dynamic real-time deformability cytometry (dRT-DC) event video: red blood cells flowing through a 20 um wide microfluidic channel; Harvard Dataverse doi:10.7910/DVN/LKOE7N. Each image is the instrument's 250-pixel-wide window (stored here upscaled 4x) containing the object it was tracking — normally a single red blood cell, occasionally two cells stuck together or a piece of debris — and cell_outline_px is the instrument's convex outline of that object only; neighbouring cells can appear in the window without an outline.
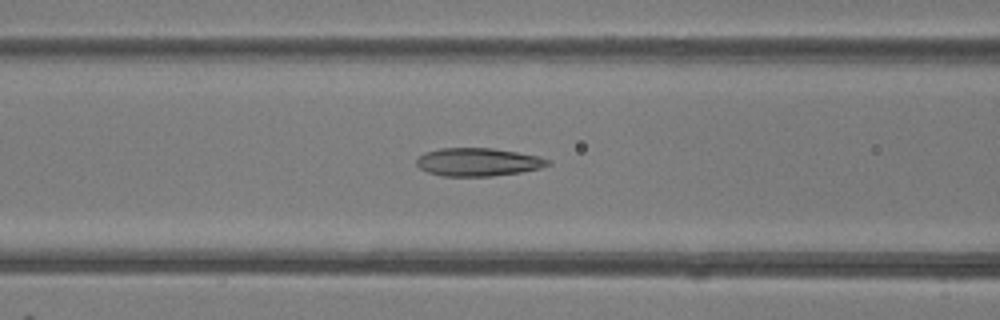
{"species": "common noctule bat (a hibernating species)", "species_latin": "Nyctalus noctula", "temperature_condition": "room temperature", "stored_images_in_passage": 48, "camera_frame_rate_fps": 3000, "um_per_image_px": 0.085, "animal": {"sex": "female"}, "frame": {"image": 1, "passage_image": 19, "time_ms": 6.0, "image_size_px": [1000, 320], "cell_outline_px": [[552, 164], [540, 168], [520, 172], [492, 176], [444, 176], [428, 172], [420, 168], [416, 164], [416, 160], [424, 152], [440, 148], [492, 148], [516, 152], [536, 156], [548, 160]], "centroid_in_image_um": [40.6, 13.77], "position_along_channel_um": 126.0, "area_um2": 21.33}}
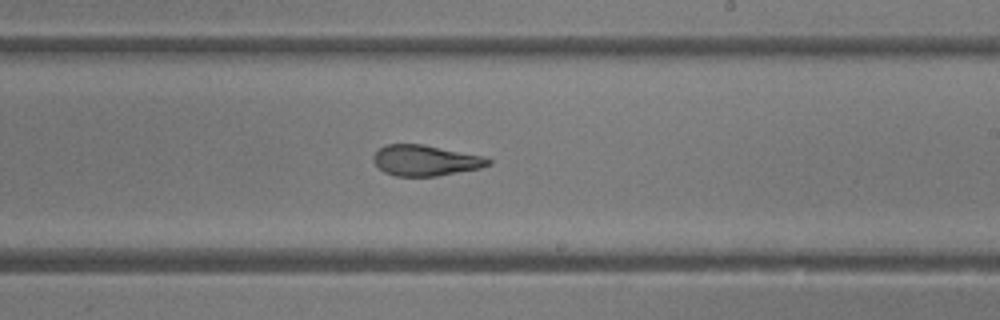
{"frame": {"image": 2, "passage_image": 28, "time_ms": 9.0, "image_size_px": [1000, 320], "cell_outline_px": [[492, 164], [480, 168], [436, 176], [396, 176], [384, 172], [372, 160], [372, 156], [384, 144], [424, 144], [484, 156], [492, 160]], "centroid_in_image_um": [36.17, 13.63], "position_along_channel_um": 252.8, "area_um2": 20.63}}
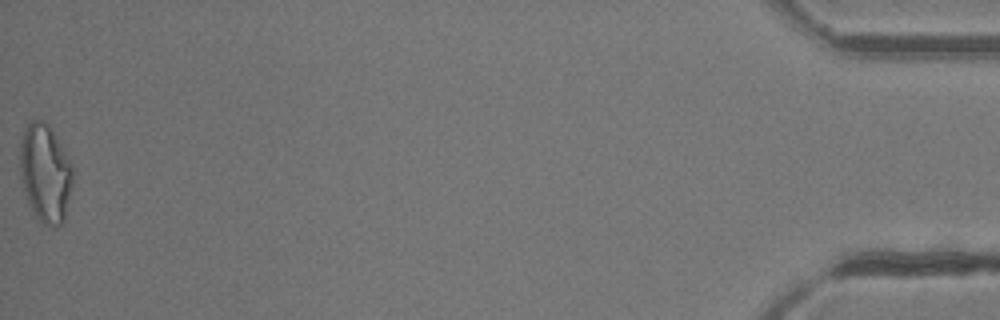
{"frame": {"image": 3, "passage_image": 48, "time_ms": 15.667, "image_size_px": [1000, 320], "cell_outline_px": [[72, 184], [64, 220], [56, 228], [52, 228], [44, 224], [32, 216], [20, 176], [20, 140], [24, 128], [32, 120], [40, 120], [48, 124], [56, 136], [72, 164]], "centroid_in_image_um": [3.83, 14.75], "position_along_channel_um": 431.4, "area_um2": 30.46}, "authors_computed_cell_mechanics": {"area_um2": 23.2067, "velocity_mm_per_s": 4.2296, "shape_relaxation_time_tau1_ms": 7.1192, "shape_relaxation_time_tau2_ms": 1.7867, "deformation_change_tau1": 0.213, "deformation_change_tau2": 0.0967}}